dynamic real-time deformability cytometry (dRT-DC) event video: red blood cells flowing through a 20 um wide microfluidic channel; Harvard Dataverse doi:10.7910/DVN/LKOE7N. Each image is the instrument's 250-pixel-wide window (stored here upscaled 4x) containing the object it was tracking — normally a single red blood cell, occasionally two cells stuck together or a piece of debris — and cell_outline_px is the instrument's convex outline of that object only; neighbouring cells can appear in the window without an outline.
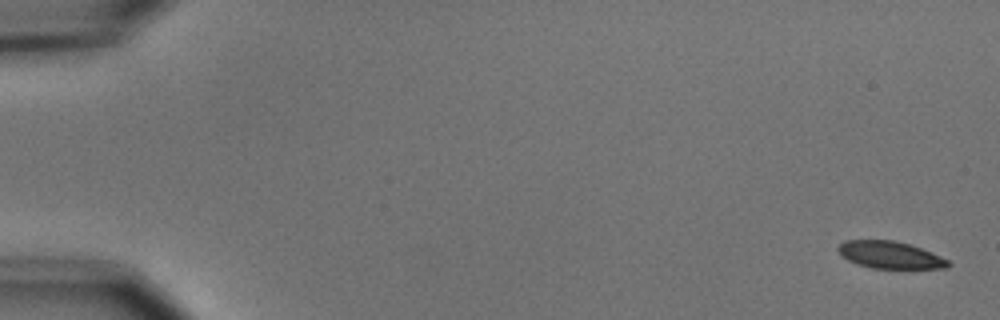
{"species": "common noctule bat (a hibernating species)", "species_latin": "Nyctalus noctula", "temperature_condition": "cold", "stored_images_in_passage": 6, "camera_frame_rate_fps": 3000, "um_per_image_px": 0.085, "animal": {"sex": "male", "body_mass_g": 15.6}, "frame": {"image": 1, "passage_image": 1, "time_ms": 0.0, "image_size_px": [1000, 320], "cell_outline_px": [[952, 264], [948, 268], [872, 268], [856, 264], [848, 260], [836, 248], [844, 240], [892, 240], [908, 244], [932, 252], [948, 260]], "centroid_in_image_um": [75.66, 21.67], "position_along_channel_um": 9.3, "area_um2": 17.28}}
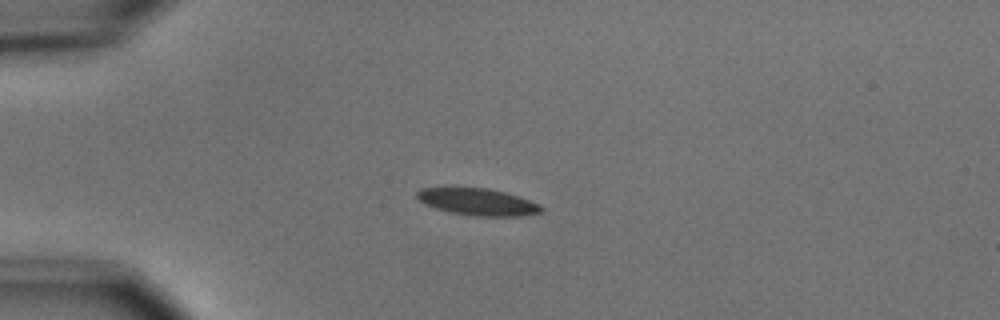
{"frame": {"image": 2, "passage_image": 5, "time_ms": 4.333, "image_size_px": [1000, 320], "cell_outline_px": [[544, 212], [524, 216], [472, 216], [448, 212], [424, 204], [416, 196], [416, 192], [420, 188], [452, 184], [488, 188], [520, 196], [540, 204], [544, 208]], "centroid_in_image_um": [40.56, 17.11], "position_along_channel_um": 44.4, "area_um2": 20.69}}